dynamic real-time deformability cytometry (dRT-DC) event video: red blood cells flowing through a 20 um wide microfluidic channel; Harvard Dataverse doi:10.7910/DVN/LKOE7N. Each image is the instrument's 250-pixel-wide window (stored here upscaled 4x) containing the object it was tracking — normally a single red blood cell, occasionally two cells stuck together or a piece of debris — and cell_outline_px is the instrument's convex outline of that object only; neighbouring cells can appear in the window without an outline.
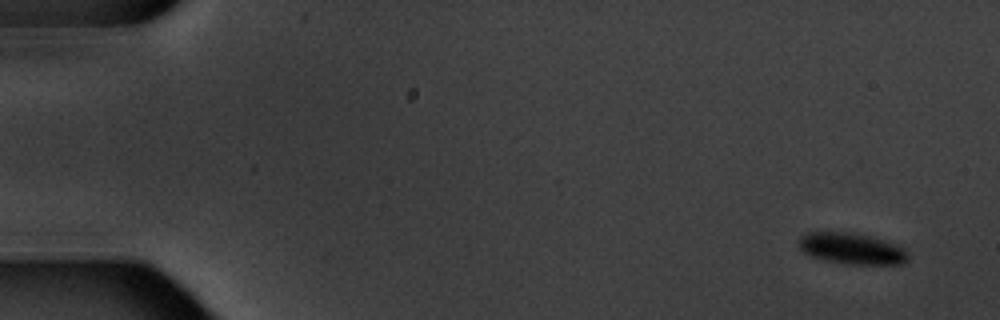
{"species": "common noctule bat (a hibernating species)", "species_latin": "Nyctalus noctula", "temperature_condition": "warm", "stored_images_in_passage": 5, "camera_frame_rate_fps": 3000, "um_per_image_px": 0.085, "animal": {"sex": "male", "body_mass_g": 20.1, "forearm_length_mm": 53.5}, "frame": {"image": 1, "passage_image": 1, "time_ms": 0.0, "image_size_px": [1000, 320], "cell_outline_px": [[908, 260], [904, 264], [848, 264], [824, 260], [808, 256], [800, 248], [800, 236], [808, 232], [844, 232], [868, 236], [884, 240], [904, 248], [908, 256]], "centroid_in_image_um": [72.39, 21.14], "position_along_channel_um": 12.6, "area_um2": 19.71}}